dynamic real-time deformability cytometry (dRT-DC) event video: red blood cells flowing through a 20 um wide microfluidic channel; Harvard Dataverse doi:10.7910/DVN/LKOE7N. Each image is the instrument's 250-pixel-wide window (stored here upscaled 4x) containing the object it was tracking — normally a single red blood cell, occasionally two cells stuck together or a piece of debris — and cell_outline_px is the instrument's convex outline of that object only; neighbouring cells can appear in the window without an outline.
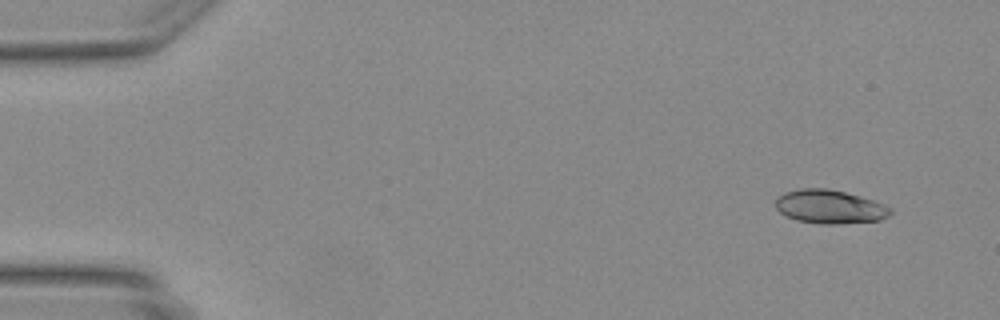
{"species": "Egyptian fruit bat (a non-hibernating species)", "species_latin": "Rousettus aegyptiacus", "temperature_condition": "warm", "stored_images_in_passage": 48, "camera_frame_rate_fps": 3000, "um_per_image_px": 0.085, "animal": {"sex": "female"}, "frame": {"image": 1, "passage_image": 4, "time_ms": 1.0, "image_size_px": [1000, 320], "cell_outline_px": [[892, 212], [888, 216], [880, 220], [836, 224], [820, 224], [796, 220], [780, 212], [776, 208], [776, 196], [784, 192], [800, 188], [828, 188], [860, 196], [884, 204], [892, 208]], "centroid_in_image_um": [70.51, 17.57], "position_along_channel_um": 14.5, "area_um2": 22.6}}
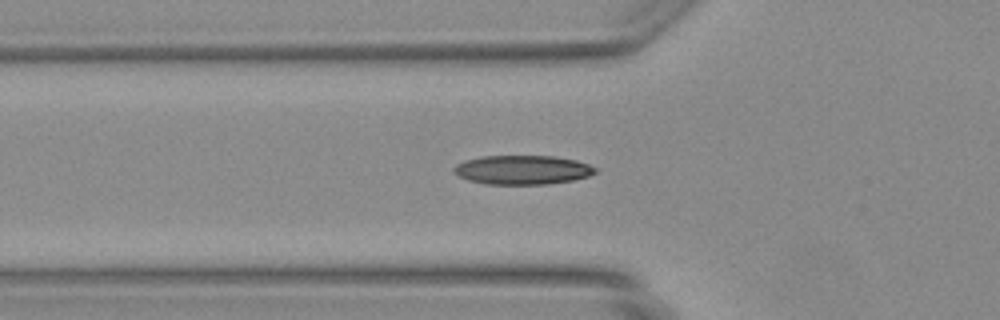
{"frame": {"image": 2, "passage_image": 17, "time_ms": 5.333, "image_size_px": [1000, 320], "cell_outline_px": [[596, 172], [588, 176], [572, 180], [548, 184], [484, 184], [468, 180], [456, 176], [452, 168], [456, 164], [464, 160], [480, 156], [556, 156], [576, 160], [588, 164], [596, 168]], "centroid_in_image_um": [44.36, 14.43], "position_along_channel_um": 81.4, "area_um2": 24.16}}
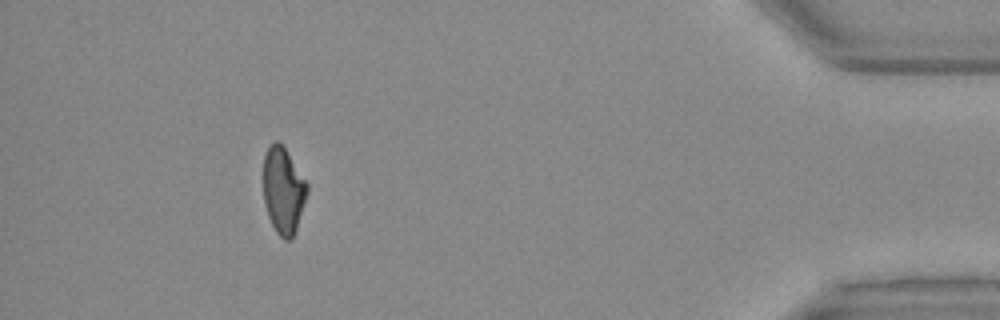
{"frame": {"image": 3, "passage_image": 44, "time_ms": 14.333, "image_size_px": [1000, 320], "cell_outline_px": [[308, 192], [296, 232], [292, 240], [284, 240], [276, 232], [268, 216], [264, 204], [264, 156], [268, 148], [276, 140], [284, 148], [308, 184]], "centroid_in_image_um": [24.09, 16.26], "position_along_channel_um": 411.1, "area_um2": 21.91}}